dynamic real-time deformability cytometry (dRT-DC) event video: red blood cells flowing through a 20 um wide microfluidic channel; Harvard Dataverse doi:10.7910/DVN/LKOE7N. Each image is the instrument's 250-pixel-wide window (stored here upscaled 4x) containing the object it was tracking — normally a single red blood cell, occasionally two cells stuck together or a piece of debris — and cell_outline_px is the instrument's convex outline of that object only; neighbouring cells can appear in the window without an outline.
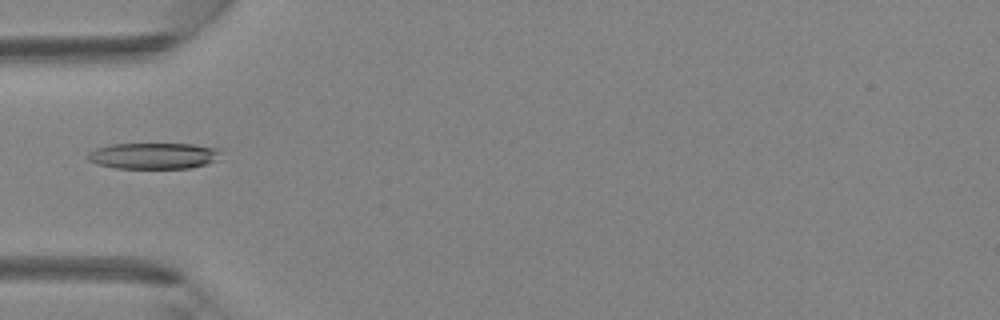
{"species": "Egyptian fruit bat (a non-hibernating species)", "species_latin": "Rousettus aegyptiacus", "temperature_condition": "room temperature", "stored_images_in_passage": 4, "camera_frame_rate_fps": 3000, "um_per_image_px": 0.085, "animal": {"sex": "female"}, "frame": {"image": 1, "passage_image": 4, "time_ms": 1.0, "image_size_px": [1000, 320], "cell_outline_px": [[224, 148], [208, 164], [192, 168], [116, 168], [96, 164], [88, 160], [88, 152], [96, 148], [112, 144], [192, 144]], "centroid_in_image_um": [13.05, 13.24], "position_along_channel_um": 72.0, "area_um2": 20.29}}